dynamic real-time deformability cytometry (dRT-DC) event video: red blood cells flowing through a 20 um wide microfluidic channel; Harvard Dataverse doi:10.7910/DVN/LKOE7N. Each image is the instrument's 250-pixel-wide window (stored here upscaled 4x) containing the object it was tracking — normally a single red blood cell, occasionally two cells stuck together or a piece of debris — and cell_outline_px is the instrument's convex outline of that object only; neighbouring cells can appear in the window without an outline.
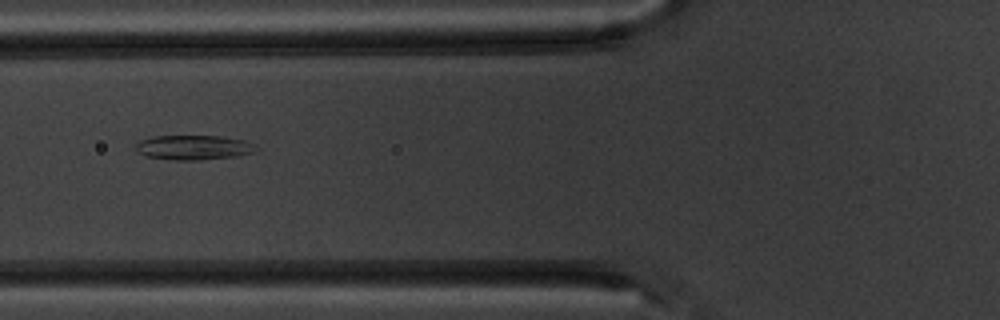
{"species": "common noctule bat (a hibernating species)", "species_latin": "Nyctalus noctula", "temperature_condition": "warm", "stored_images_in_passage": 5, "camera_frame_rate_fps": 3000, "um_per_image_px": 0.085, "animal": {"sex": "male", "body_mass_g": 20.1, "forearm_length_mm": 53.5}, "frame": {"image": 1, "passage_image": 2, "time_ms": 1.333, "image_size_px": [1000, 320], "cell_outline_px": [[260, 148], [252, 152], [236, 156], [200, 160], [176, 160], [148, 156], [136, 152], [136, 144], [140, 140], [152, 136], [220, 136], [244, 140], [256, 144]], "centroid_in_image_um": [16.48, 12.53], "position_along_channel_um": 109.3, "area_um2": 17.28}}
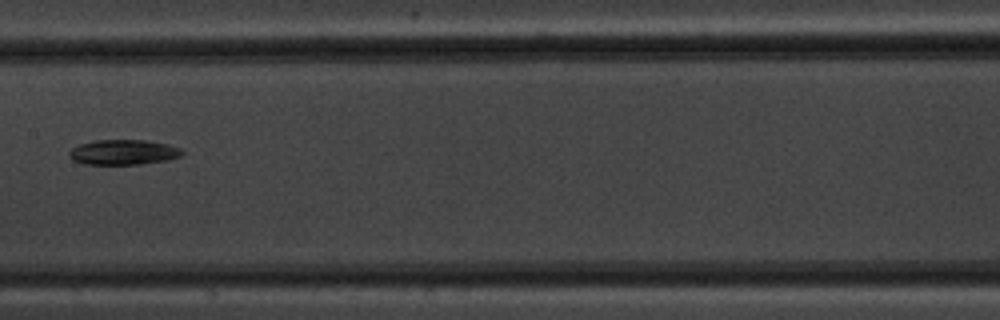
{"frame": {"image": 2, "passage_image": 4, "time_ms": 3.667, "image_size_px": [1000, 320], "cell_outline_px": [[184, 152], [180, 156], [168, 160], [140, 164], [84, 164], [72, 160], [68, 156], [68, 152], [72, 148], [80, 144], [96, 140], [144, 140], [168, 144], [180, 148]], "centroid_in_image_um": [10.47, 12.94], "position_along_channel_um": 196.9, "area_um2": 16.53}}
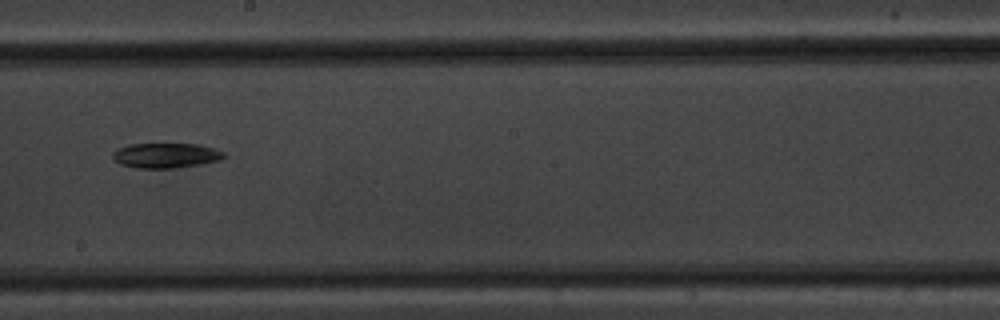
{"frame": {"image": 3, "passage_image": 5, "time_ms": 4.667, "image_size_px": [1000, 320], "cell_outline_px": [[224, 156], [220, 160], [200, 164], [172, 168], [140, 168], [120, 164], [112, 156], [112, 152], [120, 148], [132, 144], [200, 144], [224, 152]], "centroid_in_image_um": [14.1, 13.21], "position_along_channel_um": 234.1, "area_um2": 15.9}}